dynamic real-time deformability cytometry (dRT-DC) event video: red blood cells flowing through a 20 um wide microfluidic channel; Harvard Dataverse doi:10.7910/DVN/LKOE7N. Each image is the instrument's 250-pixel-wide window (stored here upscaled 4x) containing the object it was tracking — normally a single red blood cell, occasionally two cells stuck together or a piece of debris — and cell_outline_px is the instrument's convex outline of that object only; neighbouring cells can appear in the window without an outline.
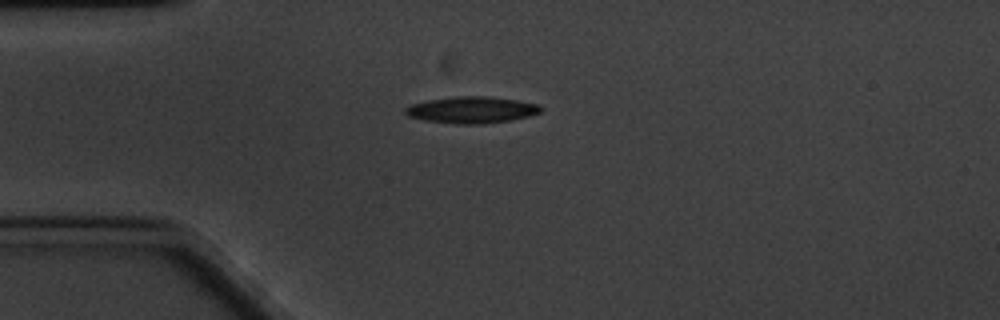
{"species": "common noctule bat (a hibernating species)", "species_latin": "Nyctalus noctula", "temperature_condition": "cold", "stored_images_in_passage": 47, "camera_frame_rate_fps": 3000, "um_per_image_px": 0.085, "animal": {"sex": "male", "body_mass_g": 20.1, "forearm_length_mm": 53.5}, "frame": {"image": 1, "passage_image": 1, "time_ms": 0.0, "image_size_px": [1000, 320], "cell_outline_px": [[544, 108], [540, 112], [528, 116], [512, 120], [480, 124], [460, 124], [424, 120], [408, 116], [404, 112], [404, 108], [412, 104], [428, 100], [456, 96], [488, 96], [520, 100], [540, 104]], "centroid_in_image_um": [40.13, 9.33], "position_along_channel_um": 44.9, "area_um2": 21.1}}
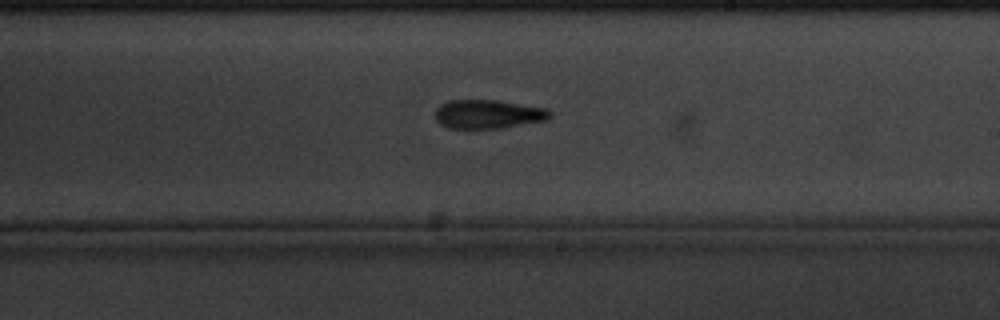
{"frame": {"image": 2, "passage_image": 21, "time_ms": 6.667, "image_size_px": [1000, 320], "cell_outline_px": [[552, 116], [548, 120], [500, 128], [448, 128], [440, 124], [436, 120], [436, 108], [440, 104], [448, 100], [496, 100], [548, 108], [552, 112]], "centroid_in_image_um": [41.51, 9.7], "position_along_channel_um": 247.5, "area_um2": 19.42}}
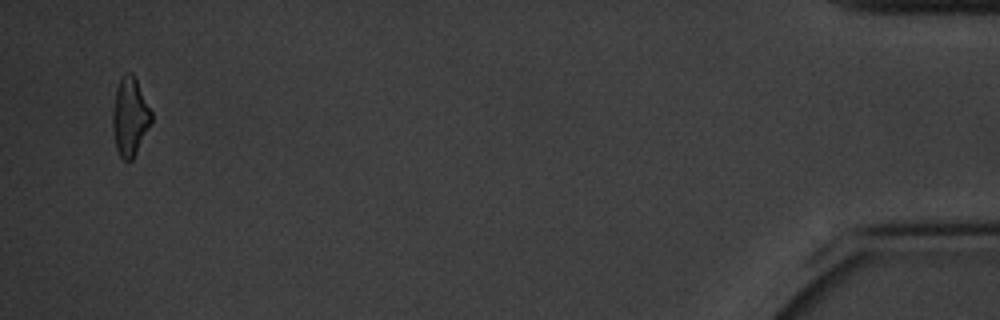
{"frame": {"image": 3, "passage_image": 45, "time_ms": 14.667, "image_size_px": [1000, 320], "cell_outline_px": [[152, 120], [132, 160], [124, 160], [120, 156], [116, 148], [112, 128], [112, 112], [116, 88], [124, 72], [132, 72], [152, 112]], "centroid_in_image_um": [11.02, 9.91], "position_along_channel_um": 424.2, "area_um2": 17.46}, "authors_computed_cell_mechanics": {"area_um2": 19.1896, "velocity_mm_per_s": 3.2686, "shape_relaxation_time_tau1_ms": 5.6187, "shape_relaxation_time_tau2_ms": 4.4616, "deformation_change_tau1": 0.1544, "deformation_change_tau2": 0.1415}}